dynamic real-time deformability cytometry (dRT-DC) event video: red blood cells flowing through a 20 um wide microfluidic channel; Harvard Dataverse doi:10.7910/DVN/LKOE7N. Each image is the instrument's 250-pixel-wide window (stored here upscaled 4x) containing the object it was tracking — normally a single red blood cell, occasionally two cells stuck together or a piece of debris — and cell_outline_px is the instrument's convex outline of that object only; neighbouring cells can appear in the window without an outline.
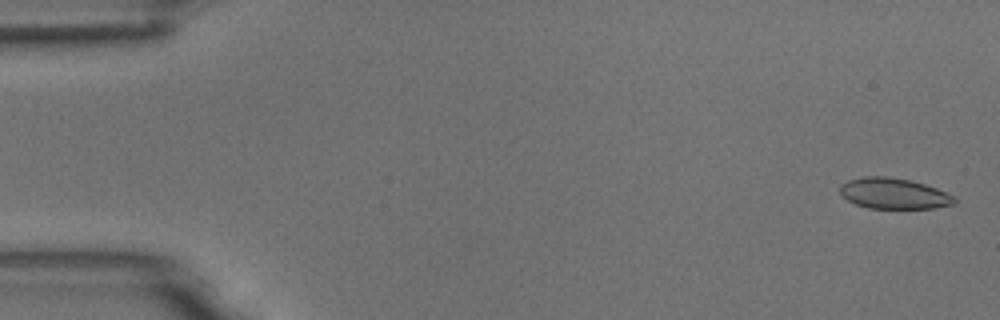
{"species": "common noctule bat (a hibernating species)", "species_latin": "Nyctalus noctula", "temperature_condition": "room temperature", "stored_images_in_passage": 6, "camera_frame_rate_fps": 3000, "um_per_image_px": 0.085, "animal": {"sex": "male", "body_mass_g": 18.8}, "frame": {"image": 1, "passage_image": 1, "time_ms": 0.0, "image_size_px": [1000, 320], "cell_outline_px": [[956, 204], [932, 208], [868, 208], [856, 204], [840, 196], [840, 184], [848, 180], [864, 176], [884, 176], [908, 180], [924, 184], [936, 188], [956, 196]], "centroid_in_image_um": [75.96, 16.45], "position_along_channel_um": 9.0, "area_um2": 20.58}}
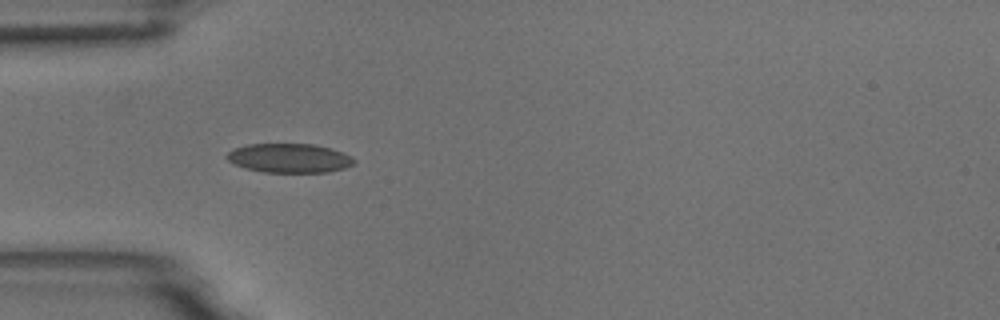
{"frame": {"image": 2, "passage_image": 5, "time_ms": 1.333, "image_size_px": [1000, 320], "cell_outline_px": [[356, 160], [352, 164], [344, 168], [328, 172], [264, 172], [244, 168], [228, 160], [224, 156], [232, 148], [248, 144], [312, 144], [332, 148], [344, 152], [352, 156]], "centroid_in_image_um": [24.59, 13.43], "position_along_channel_um": 60.4, "area_um2": 21.73}}